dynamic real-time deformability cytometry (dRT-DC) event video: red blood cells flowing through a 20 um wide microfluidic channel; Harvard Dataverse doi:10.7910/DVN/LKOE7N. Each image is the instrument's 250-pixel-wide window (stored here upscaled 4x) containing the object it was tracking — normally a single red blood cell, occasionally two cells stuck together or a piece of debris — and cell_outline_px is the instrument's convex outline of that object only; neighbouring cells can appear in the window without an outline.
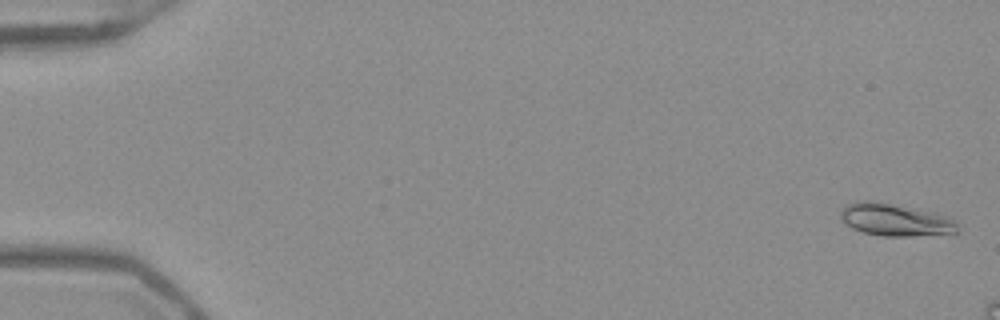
{"species": "Egyptian fruit bat (a non-hibernating species)", "species_latin": "Rousettus aegyptiacus", "temperature_condition": "warm", "stored_images_in_passage": 11, "camera_frame_rate_fps": 3000, "um_per_image_px": 0.085, "frame": {"image": 1, "passage_image": 2, "time_ms": 0.333, "image_size_px": [1000, 320], "cell_outline_px": [[960, 232], [952, 236], [884, 236], [864, 232], [852, 228], [840, 220], [840, 208], [844, 204], [856, 200], [872, 200], [916, 208], [936, 212], [948, 216], [956, 220], [960, 224]], "centroid_in_image_um": [76.2, 18.69], "position_along_channel_um": 8.8, "area_um2": 23.29}}